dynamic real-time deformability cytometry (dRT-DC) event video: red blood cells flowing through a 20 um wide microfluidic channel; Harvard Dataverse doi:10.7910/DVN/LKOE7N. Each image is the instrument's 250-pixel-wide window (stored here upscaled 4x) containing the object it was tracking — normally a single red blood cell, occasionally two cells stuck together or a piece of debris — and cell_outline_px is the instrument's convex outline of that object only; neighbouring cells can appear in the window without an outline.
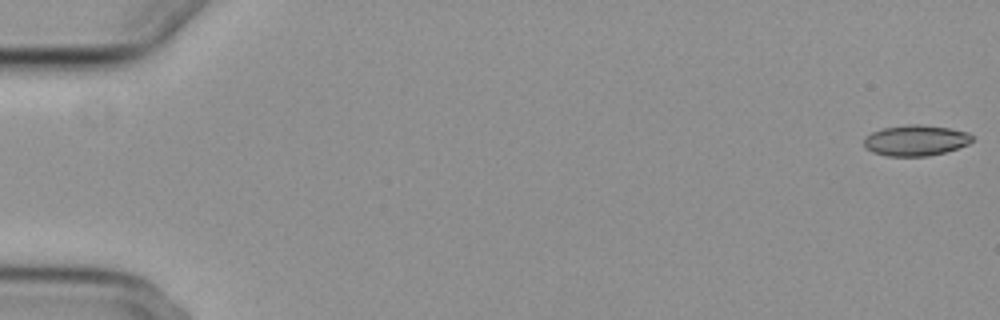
{"species": "common noctule bat (a hibernating species)", "species_latin": "Nyctalus noctula", "temperature_condition": "cold", "stored_images_in_passage": 56, "camera_frame_rate_fps": 3000, "um_per_image_px": 0.085, "animal": {"sex": "female", "body_mass_g": 29.2, "forearm_length_mm": 56.3}, "frame": {"image": 1, "passage_image": 1, "time_ms": 0.0, "image_size_px": [1000, 320], "cell_outline_px": [[972, 140], [968, 144], [944, 152], [928, 156], [888, 156], [872, 152], [864, 148], [864, 136], [872, 132], [884, 128], [908, 124], [920, 124], [948, 128], [968, 132], [972, 136]], "centroid_in_image_um": [77.79, 11.93], "position_along_channel_um": 7.2, "area_um2": 19.36}}
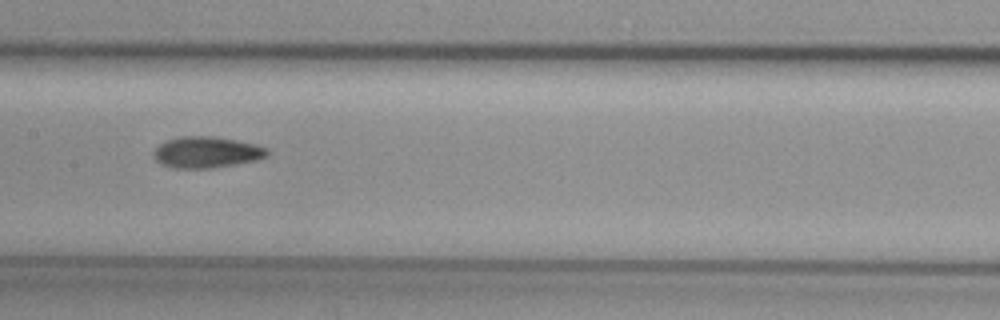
{"frame": {"image": 2, "passage_image": 29, "time_ms": 9.333, "image_size_px": [1000, 320], "cell_outline_px": [[268, 156], [256, 160], [208, 168], [172, 168], [160, 164], [152, 156], [152, 152], [160, 144], [168, 140], [180, 136], [212, 136], [236, 140], [256, 144], [268, 148]], "centroid_in_image_um": [17.53, 12.93], "position_along_channel_um": 189.9, "area_um2": 20.63}}
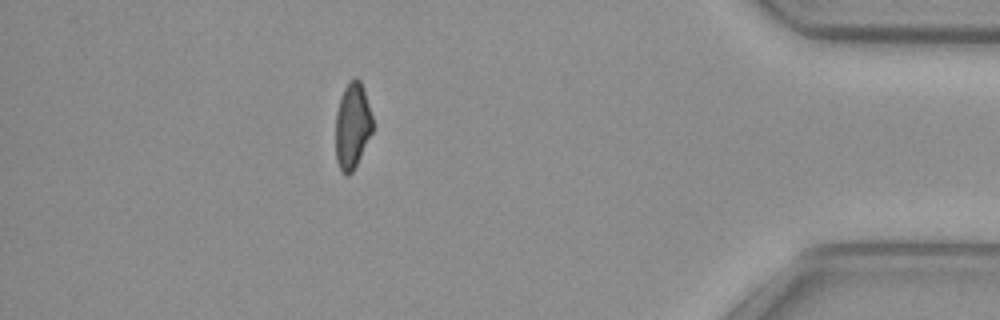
{"frame": {"image": 3, "passage_image": 50, "time_ms": 16.333, "image_size_px": [1000, 320], "cell_outline_px": [[372, 132], [352, 172], [348, 176], [340, 168], [336, 160], [336, 112], [344, 88], [356, 76], [360, 80], [364, 88], [372, 116]], "centroid_in_image_um": [29.95, 10.67], "position_along_channel_um": 405.2, "area_um2": 18.21}, "authors_computed_cell_mechanics": {"area_um2": 19.8832, "velocity_mm_per_s": 3.7292, "shape_relaxation_time_tau1_ms": null, "shape_relaxation_time_tau2_ms": 5.0325, "deformation_change_tau1": null, "deformation_change_tau2": 0.103}}